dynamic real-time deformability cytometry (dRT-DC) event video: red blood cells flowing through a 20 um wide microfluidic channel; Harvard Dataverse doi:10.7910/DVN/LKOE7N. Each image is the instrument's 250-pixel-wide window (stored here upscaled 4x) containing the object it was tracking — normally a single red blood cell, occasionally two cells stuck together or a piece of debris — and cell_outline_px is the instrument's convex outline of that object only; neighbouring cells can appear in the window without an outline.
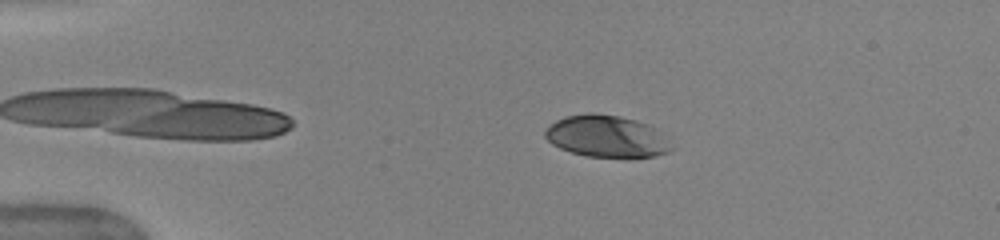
{"species": "human", "species_latin": "Homo sapiens", "temperature_condition": "warm", "stored_images_in_passage": 49, "camera_frame_rate_fps": 3000, "um_per_image_px": 0.085, "donor": {"sex": "female"}, "frame": {"image": 1, "passage_image": 9, "time_ms": 2.667, "image_size_px": [1000, 240], "cell_outline_px": [[672, 148], [668, 152], [652, 156], [588, 156], [572, 152], [560, 148], [552, 144], [544, 136], [544, 132], [556, 120], [564, 116], [588, 112], [592, 112], [620, 116], [636, 120], [648, 124]], "centroid_in_image_um": [51.46, 11.56], "position_along_channel_um": 33.5, "area_um2": 30.0}}
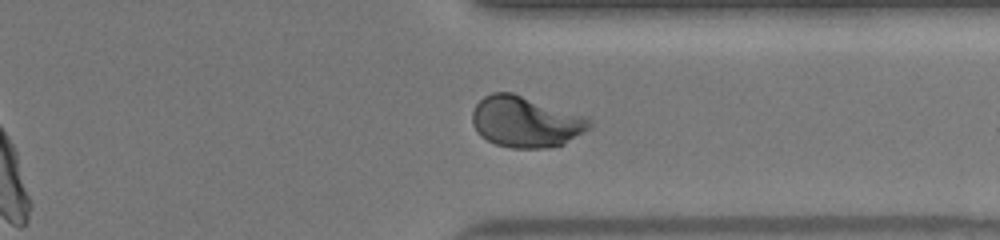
{"frame": {"image": 2, "passage_image": 38, "time_ms": 12.333, "image_size_px": [1000, 240], "cell_outline_px": [[592, 124], [588, 128], [564, 144], [548, 148], [512, 148], [496, 144], [480, 136], [476, 132], [472, 124], [472, 112], [476, 104], [484, 96], [492, 92], [512, 92], [588, 116], [592, 120]], "centroid_in_image_um": [44.68, 10.34], "position_along_channel_um": 366.7, "area_um2": 35.08}}
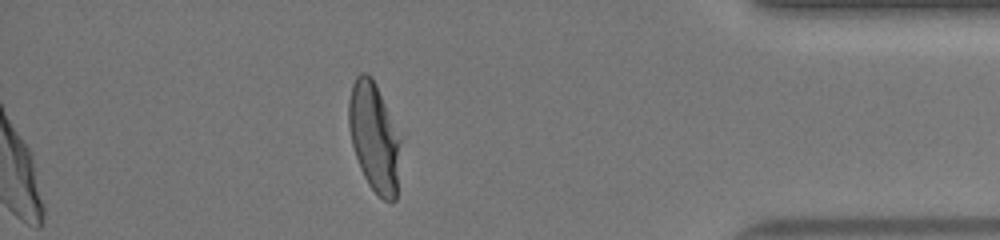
{"frame": {"image": 3, "passage_image": 43, "time_ms": 14.0, "image_size_px": [1000, 240], "cell_outline_px": [[400, 140], [396, 200], [384, 200], [368, 184], [360, 168], [352, 144], [348, 124], [348, 100], [352, 84], [356, 76], [360, 72], [368, 72], [372, 76]], "centroid_in_image_um": [31.76, 11.62], "position_along_channel_um": 403.4, "area_um2": 32.25}, "authors_computed_cell_mechanics": {"area_um2": 32.946, "velocity_mm_per_s": 4.0592, "shape_relaxation_time_tau1_ms": 2.9647, "shape_relaxation_time_tau2_ms": null, "deformation_change_tau1": 0.193, "deformation_change_tau2": null}}